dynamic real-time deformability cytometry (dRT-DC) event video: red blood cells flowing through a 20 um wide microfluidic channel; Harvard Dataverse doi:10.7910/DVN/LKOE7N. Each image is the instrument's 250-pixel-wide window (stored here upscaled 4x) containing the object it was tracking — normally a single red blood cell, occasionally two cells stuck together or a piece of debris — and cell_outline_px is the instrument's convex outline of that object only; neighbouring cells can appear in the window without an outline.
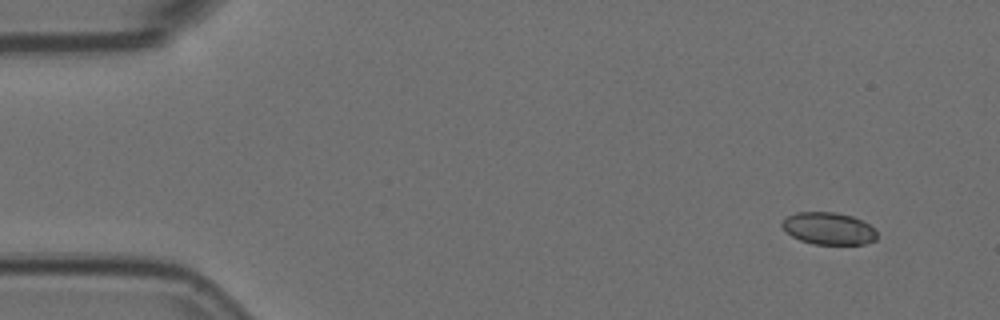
{"species": "Egyptian fruit bat (a non-hibernating species)", "species_latin": "Rousettus aegyptiacus", "temperature_condition": "room temperature", "stored_images_in_passage": 4, "camera_frame_rate_fps": 3000, "um_per_image_px": 0.085, "animal": {"sex": "female"}, "frame": {"image": 1, "passage_image": 1, "time_ms": 0.0, "image_size_px": [1000, 320], "cell_outline_px": [[876, 240], [864, 244], [812, 244], [800, 240], [792, 236], [780, 224], [788, 216], [796, 212], [836, 212], [852, 216], [868, 224], [876, 232]], "centroid_in_image_um": [70.42, 19.42], "position_along_channel_um": 14.6, "area_um2": 17.63}}